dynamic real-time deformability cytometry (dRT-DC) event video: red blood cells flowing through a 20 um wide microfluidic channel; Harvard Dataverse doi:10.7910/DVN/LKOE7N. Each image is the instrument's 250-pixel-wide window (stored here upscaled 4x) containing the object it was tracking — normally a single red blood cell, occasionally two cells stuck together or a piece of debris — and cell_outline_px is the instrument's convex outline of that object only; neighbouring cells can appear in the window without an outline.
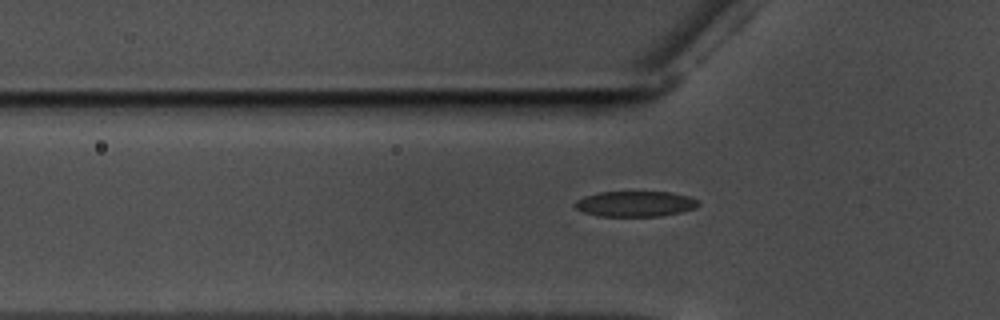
{"species": "common noctule bat (a hibernating species)", "species_latin": "Nyctalus noctula", "temperature_condition": "warm", "stored_images_in_passage": 49, "camera_frame_rate_fps": 3000, "um_per_image_px": 0.085, "animal": {"sex": "male", "body_mass_g": 17.5, "forearm_length_mm": 52.3}, "frame": {"image": 1, "passage_image": 18, "time_ms": 5.667, "image_size_px": [1000, 320], "cell_outline_px": [[700, 204], [696, 208], [680, 212], [660, 216], [600, 216], [584, 212], [576, 208], [572, 204], [576, 200], [584, 196], [600, 192], [672, 192], [688, 196], [700, 200]], "centroid_in_image_um": [54.01, 17.32], "position_along_channel_um": 71.8, "area_um2": 18.44}}
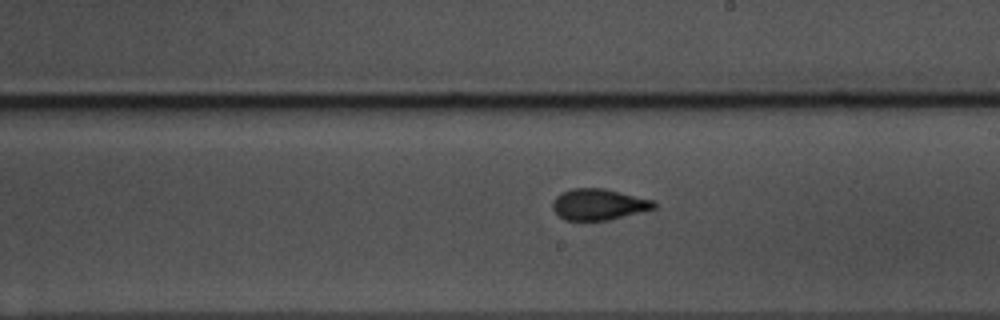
{"frame": {"image": 2, "passage_image": 32, "time_ms": 10.333, "image_size_px": [1000, 320], "cell_outline_px": [[656, 208], [608, 220], [564, 220], [552, 208], [552, 204], [556, 196], [560, 192], [572, 188], [604, 188], [656, 200]], "centroid_in_image_um": [50.9, 17.36], "position_along_channel_um": 238.1, "area_um2": 18.5}}
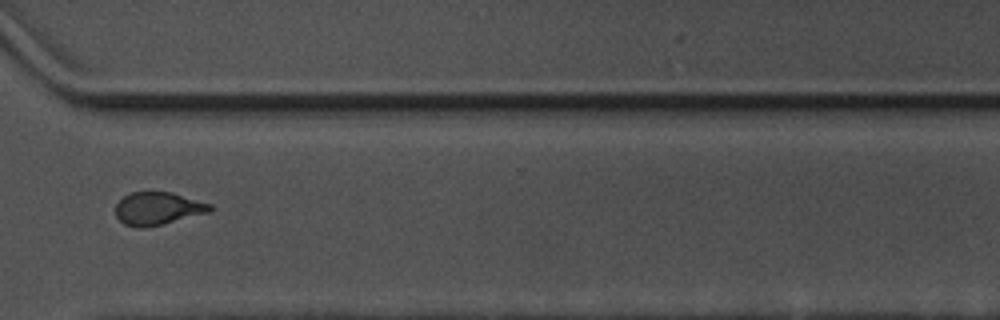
{"frame": {"image": 3, "passage_image": 42, "time_ms": 13.667, "image_size_px": [1000, 320], "cell_outline_px": [[212, 212], [144, 228], [136, 228], [124, 224], [116, 216], [116, 204], [124, 196], [132, 192], [172, 192], [212, 204]], "centroid_in_image_um": [13.43, 17.73], "position_along_channel_um": 357.2, "area_um2": 18.09}}